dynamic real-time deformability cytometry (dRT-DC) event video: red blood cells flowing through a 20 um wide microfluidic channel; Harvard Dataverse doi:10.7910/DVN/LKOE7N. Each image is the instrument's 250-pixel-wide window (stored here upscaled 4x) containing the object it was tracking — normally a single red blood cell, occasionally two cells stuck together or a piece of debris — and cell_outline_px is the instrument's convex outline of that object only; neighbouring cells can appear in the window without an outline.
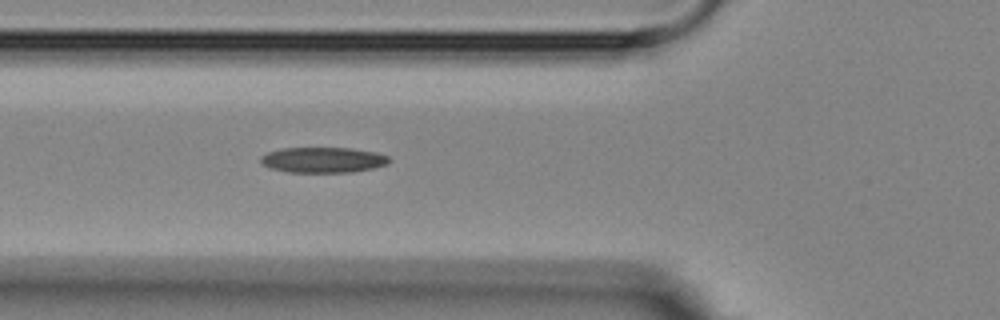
{"species": "Egyptian fruit bat (a non-hibernating species)", "species_latin": "Rousettus aegyptiacus", "temperature_condition": "room temperature", "stored_images_in_passage": 4, "camera_frame_rate_fps": 3000, "um_per_image_px": 0.085, "animal": {"sex": "female"}, "frame": {"image": 1, "passage_image": 4, "time_ms": 3.333, "image_size_px": [1000, 320], "cell_outline_px": [[392, 160], [388, 164], [372, 168], [352, 172], [288, 172], [268, 168], [260, 160], [260, 156], [268, 152], [284, 148], [352, 148], [376, 152], [388, 156]], "centroid_in_image_um": [27.47, 13.59], "position_along_channel_um": 98.3, "area_um2": 19.13}}